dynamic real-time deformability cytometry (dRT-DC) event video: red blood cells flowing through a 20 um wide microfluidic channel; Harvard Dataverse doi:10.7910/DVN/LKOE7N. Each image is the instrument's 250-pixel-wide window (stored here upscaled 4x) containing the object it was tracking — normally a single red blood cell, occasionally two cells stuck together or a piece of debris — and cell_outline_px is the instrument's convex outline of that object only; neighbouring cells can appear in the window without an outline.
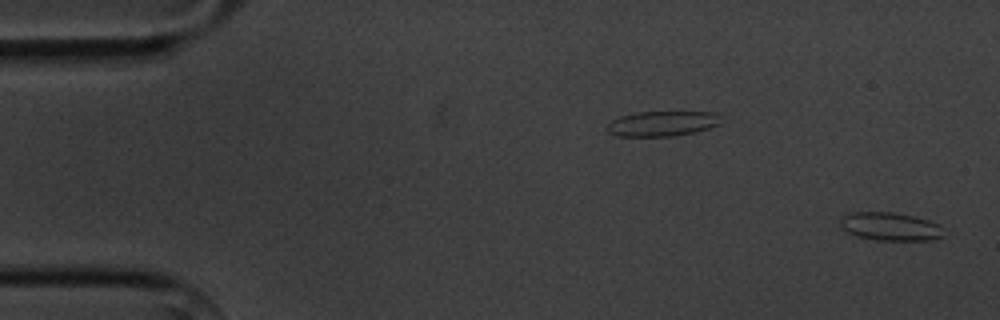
{"species": "common noctule bat (a hibernating species)", "species_latin": "Nyctalus noctula", "temperature_condition": "cold", "stored_images_in_passage": 3, "segment_of_instrument_passage": [2, 2], "camera_frame_rate_fps": 3000, "um_per_image_px": 0.085, "animal": {"sex": "male", "body_mass_g": 20.1, "forearm_length_mm": 53.5}, "frame": {"image": 1, "passage_image": 3, "time_ms": 2.333, "image_size_px": [1000, 320], "cell_outline_px": [[944, 236], [932, 240], [876, 240], [856, 236], [844, 232], [840, 228], [840, 220], [844, 216], [852, 212], [892, 212], [912, 216], [928, 220], [940, 224], [944, 228]], "centroid_in_image_um": [75.67, 19.26], "position_along_channel_um": 9.3, "area_um2": 17.22}}